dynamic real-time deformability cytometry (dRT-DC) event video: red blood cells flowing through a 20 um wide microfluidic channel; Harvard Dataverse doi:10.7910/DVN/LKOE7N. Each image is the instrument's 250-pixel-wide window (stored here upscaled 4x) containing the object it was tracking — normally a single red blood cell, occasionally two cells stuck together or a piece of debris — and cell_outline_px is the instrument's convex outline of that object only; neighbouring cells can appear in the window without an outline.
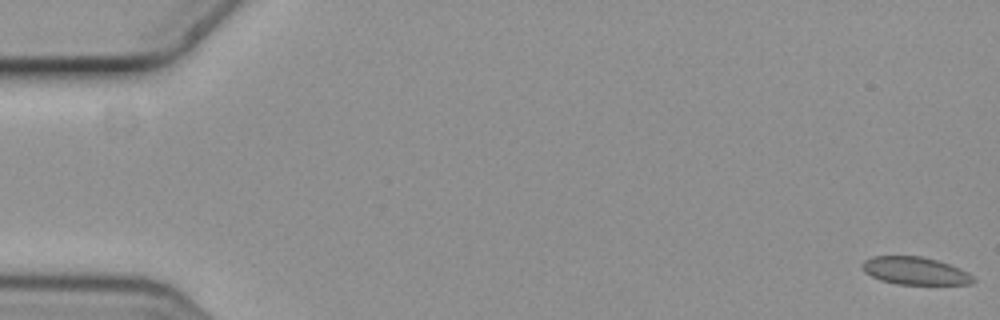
{"species": "common noctule bat (a hibernating species)", "species_latin": "Nyctalus noctula", "temperature_condition": "cold", "stored_images_in_passage": 5, "camera_frame_rate_fps": 3000, "um_per_image_px": 0.085, "animal": {"sex": "female", "body_mass_g": 19.3, "forearm_length_mm": 54.1}, "frame": {"image": 1, "passage_image": 1, "time_ms": 0.0, "image_size_px": [1000, 320], "cell_outline_px": [[976, 280], [972, 284], [896, 284], [880, 280], [864, 272], [860, 264], [864, 260], [872, 256], [920, 256], [936, 260], [960, 268], [968, 272]], "centroid_in_image_um": [77.76, 23.02], "position_along_channel_um": 7.2, "area_um2": 17.92}}
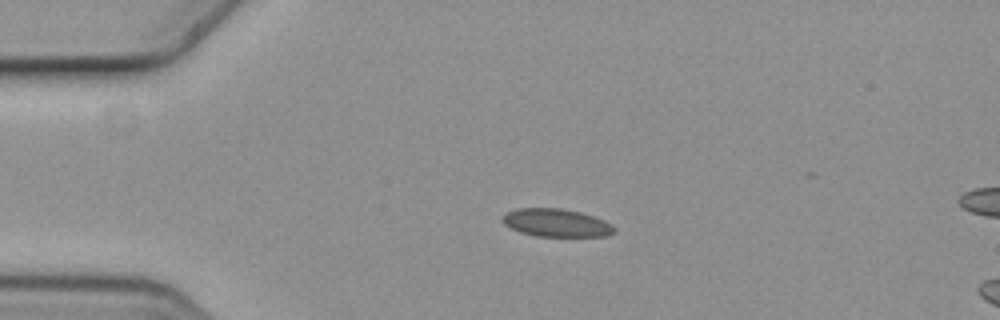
{"frame": {"image": 2, "passage_image": 4, "time_ms": 1.0, "image_size_px": [1000, 320], "cell_outline_px": [[616, 232], [608, 236], [536, 236], [520, 232], [504, 224], [500, 220], [500, 216], [504, 212], [516, 208], [560, 208], [580, 212], [604, 220], [612, 224], [616, 228]], "centroid_in_image_um": [47.25, 18.93], "position_along_channel_um": 37.7, "area_um2": 18.44}}